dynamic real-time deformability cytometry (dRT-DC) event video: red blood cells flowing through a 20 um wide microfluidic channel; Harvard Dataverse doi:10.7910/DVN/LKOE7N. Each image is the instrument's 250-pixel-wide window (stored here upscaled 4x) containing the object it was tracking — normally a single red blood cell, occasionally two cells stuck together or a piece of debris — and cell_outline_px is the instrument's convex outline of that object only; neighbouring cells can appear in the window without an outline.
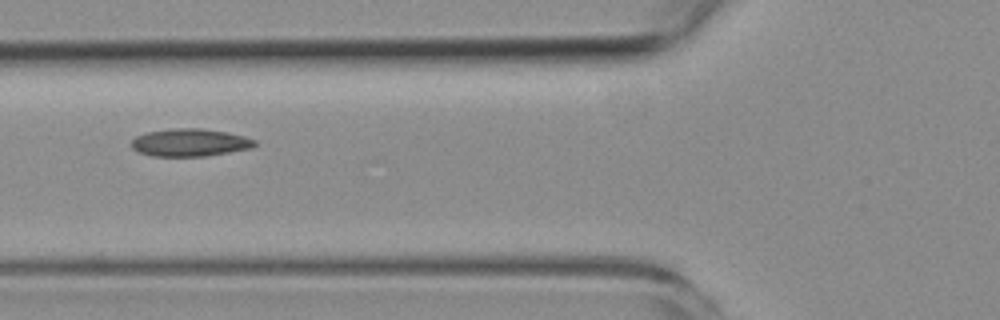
{"species": "common noctule bat (a hibernating species)", "species_latin": "Nyctalus noctula", "temperature_condition": "room temperature", "stored_images_in_passage": 3, "camera_frame_rate_fps": 3000, "um_per_image_px": 0.085, "animal": {"sex": "female", "body_mass_g": 19.3, "forearm_length_mm": 54.1}, "frame": {"image": 1, "passage_image": 3, "time_ms": 2.333, "image_size_px": [1000, 320], "cell_outline_px": [[256, 144], [252, 148], [204, 156], [152, 156], [140, 152], [132, 148], [132, 140], [136, 136], [148, 132], [172, 128], [204, 128], [228, 132], [244, 136], [256, 140]], "centroid_in_image_um": [16.16, 12.1], "position_along_channel_um": 109.6, "area_um2": 19.83}}